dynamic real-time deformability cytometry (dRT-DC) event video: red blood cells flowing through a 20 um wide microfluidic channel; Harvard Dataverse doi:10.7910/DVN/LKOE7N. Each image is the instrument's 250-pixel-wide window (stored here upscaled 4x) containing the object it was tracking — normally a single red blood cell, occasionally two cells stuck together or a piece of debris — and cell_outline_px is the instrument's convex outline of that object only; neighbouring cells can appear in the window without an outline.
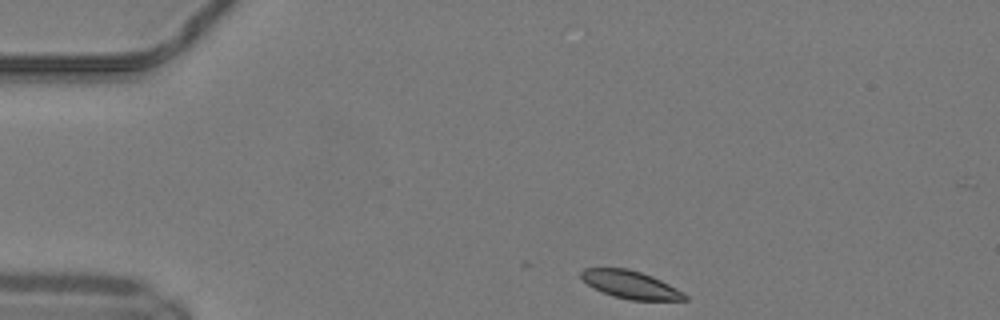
{"species": "common noctule bat (a hibernating species)", "species_latin": "Nyctalus noctula", "temperature_condition": "warm", "stored_images_in_passage": 10, "camera_frame_rate_fps": 3000, "um_per_image_px": 0.085, "animal": {"sex": "male", "body_mass_g": 19.2, "forearm_length_mm": 51.8}, "frame": {"image": 1, "passage_image": 1, "time_ms": 0.0, "image_size_px": [1000, 320], "cell_outline_px": [[688, 300], [628, 300], [612, 296], [588, 284], [580, 276], [580, 272], [584, 268], [628, 268], [652, 276], [684, 292], [688, 296]], "centroid_in_image_um": [53.62, 24.2], "position_along_channel_um": 31.4, "area_um2": 16.65}}
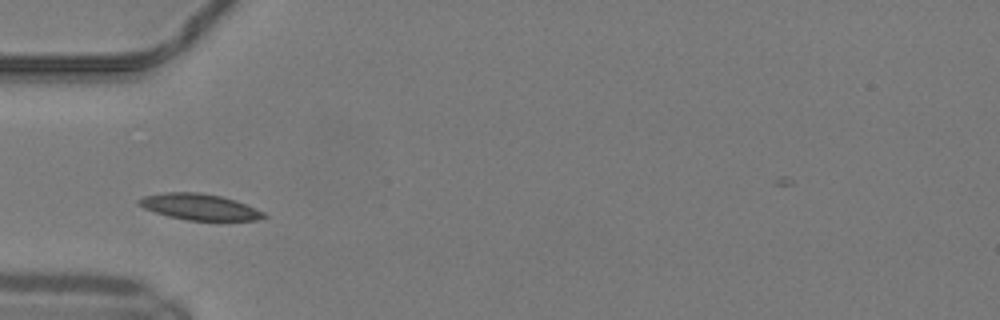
{"frame": {"image": 2, "passage_image": 8, "time_ms": 2.333, "image_size_px": [1000, 320], "cell_outline_px": [[268, 216], [256, 220], [188, 220], [168, 216], [144, 208], [136, 204], [136, 200], [144, 196], [164, 192], [200, 192], [220, 196], [236, 200], [264, 212]], "centroid_in_image_um": [16.93, 17.57], "position_along_channel_um": 68.1, "area_um2": 18.96}}